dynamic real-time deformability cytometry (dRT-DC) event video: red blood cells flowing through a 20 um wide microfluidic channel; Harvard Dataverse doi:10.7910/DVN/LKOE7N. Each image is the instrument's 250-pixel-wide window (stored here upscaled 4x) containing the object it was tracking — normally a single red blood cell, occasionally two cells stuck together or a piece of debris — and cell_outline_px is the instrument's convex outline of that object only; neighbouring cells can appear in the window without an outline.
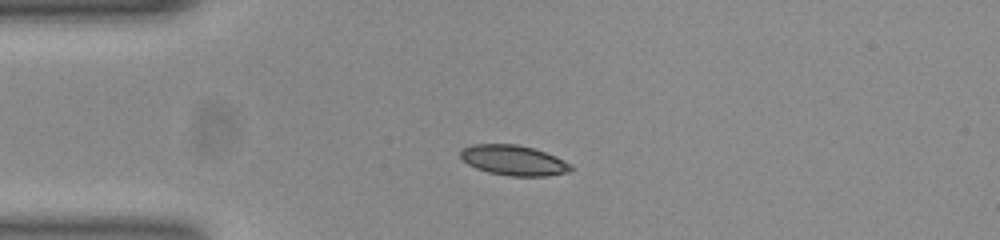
{"species": "common noctule bat (a hibernating species)", "species_latin": "Nyctalus noctula", "temperature_condition": "room temperature", "stored_images_in_passage": 41, "camera_frame_rate_fps": 3000, "um_per_image_px": 0.085, "animal": {"sex": "female", "body_mass_g": 23.0, "forearm_length_mm": 53.4}, "frame": {"image": 1, "passage_image": 1, "time_ms": 0.0, "image_size_px": [1000, 240], "cell_outline_px": [[572, 168], [568, 172], [544, 176], [512, 176], [488, 172], [476, 168], [468, 164], [460, 156], [460, 152], [464, 148], [472, 144], [516, 144], [532, 148], [556, 156], [572, 164]], "centroid_in_image_um": [43.66, 13.62], "position_along_channel_um": 41.3, "area_um2": 19.25}}
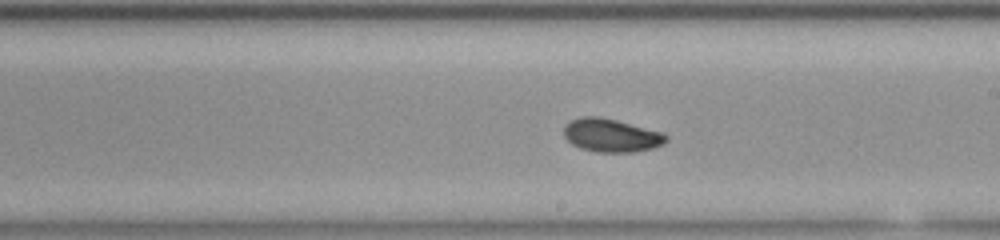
{"frame": {"image": 2, "passage_image": 18, "time_ms": 5.667, "image_size_px": [1000, 240], "cell_outline_px": [[668, 140], [664, 144], [652, 148], [632, 152], [600, 152], [580, 148], [572, 144], [564, 136], [564, 128], [572, 120], [580, 116], [600, 116], [664, 132], [668, 136]], "centroid_in_image_um": [51.99, 11.5], "position_along_channel_um": 237.0, "area_um2": 19.83}}
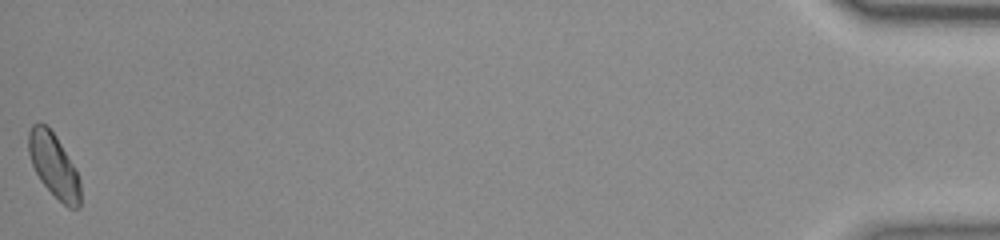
{"frame": {"image": 3, "passage_image": 41, "time_ms": 13.333, "image_size_px": [1000, 240], "cell_outline_px": [[80, 208], [68, 208], [40, 180], [32, 164], [28, 152], [28, 132], [32, 124], [44, 124], [56, 136], [76, 168], [80, 180]], "centroid_in_image_um": [4.59, 14.06], "position_along_channel_um": 430.6, "area_um2": 19.07}, "authors_computed_cell_mechanics": {"area_um2": 19.1896, "velocity_mm_per_s": 3.856, "shape_relaxation_time_tau1_ms": 2.9341, "shape_relaxation_time_tau2_ms": null, "deformation_change_tau1": 0.092, "deformation_change_tau2": null}}